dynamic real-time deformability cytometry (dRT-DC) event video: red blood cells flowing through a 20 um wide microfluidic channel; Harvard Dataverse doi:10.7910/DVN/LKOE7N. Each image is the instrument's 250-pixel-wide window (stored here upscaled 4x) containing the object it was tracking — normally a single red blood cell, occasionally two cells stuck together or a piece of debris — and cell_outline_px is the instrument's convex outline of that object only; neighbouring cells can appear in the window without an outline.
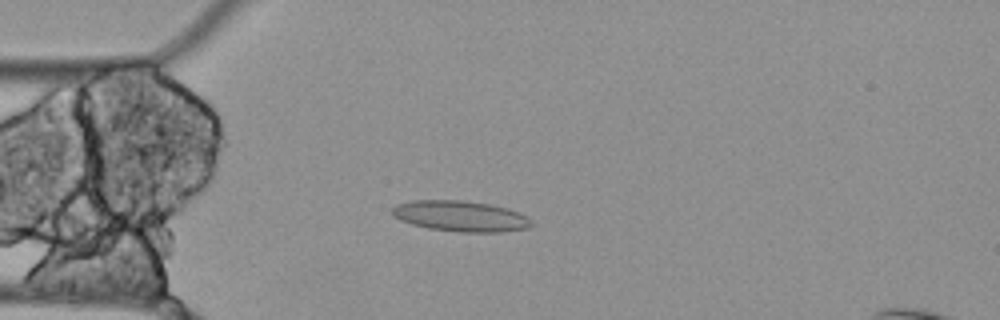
{"species": "Egyptian fruit bat (a non-hibernating species)", "species_latin": "Rousettus aegyptiacus", "temperature_condition": "cold", "stored_images_in_passage": 32, "camera_frame_rate_fps": 3000, "um_per_image_px": 0.085, "animal": {"sex": "female"}, "frame": {"image": 1, "passage_image": 15, "time_ms": 4.667, "image_size_px": [1000, 320], "cell_outline_px": [[536, 224], [528, 228], [500, 232], [460, 232], [428, 228], [412, 224], [400, 220], [392, 212], [392, 208], [396, 204], [412, 200], [460, 200], [488, 204], [504, 208], [528, 216]], "centroid_in_image_um": [39.16, 18.38], "position_along_channel_um": 45.8, "area_um2": 24.85}}
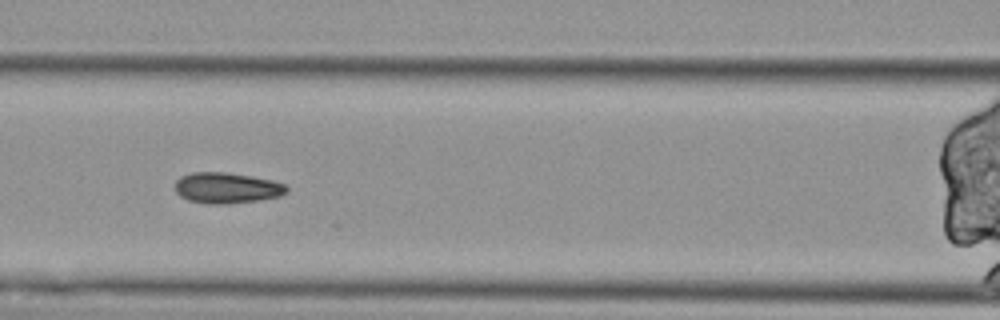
{"frame": {"image": 2, "passage_image": 24, "time_ms": 7.667, "image_size_px": [1000, 320], "cell_outline_px": [[288, 192], [280, 196], [260, 200], [228, 204], [208, 204], [188, 200], [180, 196], [176, 192], [176, 180], [180, 176], [192, 172], [224, 172], [252, 176], [272, 180], [284, 184], [288, 188]], "centroid_in_image_um": [19.28, 15.98], "position_along_channel_um": 147.3, "area_um2": 20.17}}
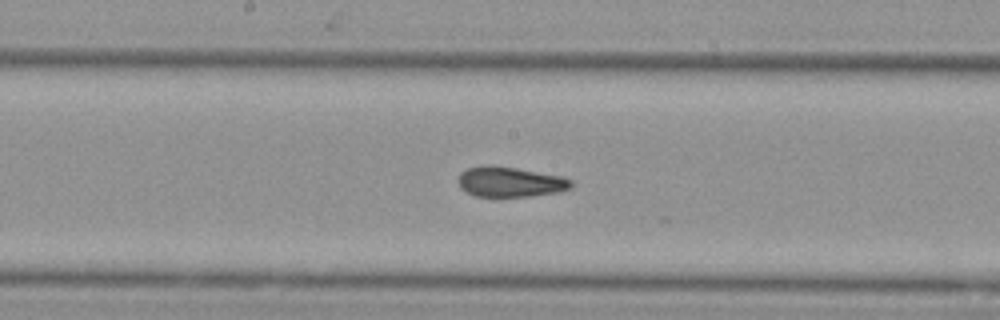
{"frame": {"image": 3, "passage_image": 29, "time_ms": 9.333, "image_size_px": [1000, 320], "cell_outline_px": [[572, 188], [560, 192], [532, 196], [476, 196], [460, 188], [456, 180], [460, 172], [468, 168], [516, 168], [560, 176], [572, 180]], "centroid_in_image_um": [43.4, 15.5], "position_along_channel_um": 204.8, "area_um2": 19.25}}